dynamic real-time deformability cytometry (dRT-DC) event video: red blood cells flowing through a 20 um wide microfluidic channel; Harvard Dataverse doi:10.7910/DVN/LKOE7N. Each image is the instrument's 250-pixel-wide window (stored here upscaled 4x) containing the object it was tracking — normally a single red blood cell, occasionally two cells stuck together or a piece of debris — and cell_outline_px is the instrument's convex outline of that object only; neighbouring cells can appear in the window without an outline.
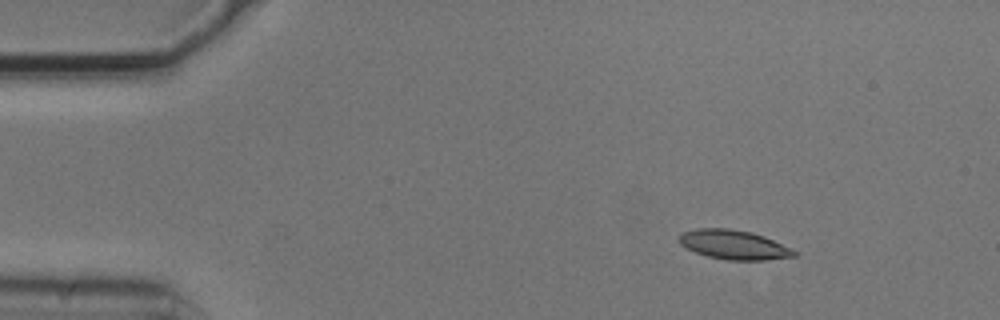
{"species": "common noctule bat (a hibernating species)", "species_latin": "Nyctalus noctula", "temperature_condition": "cold", "stored_images_in_passage": 3, "camera_frame_rate_fps": 3000, "um_per_image_px": 0.085, "animal": {"sex": "male", "body_mass_g": 20.5, "forearm_length_mm": 52.5}, "frame": {"image": 1, "passage_image": 1, "time_ms": 0.0, "image_size_px": [1000, 320], "cell_outline_px": [[800, 252], [796, 256], [764, 260], [728, 260], [708, 256], [696, 252], [680, 244], [680, 236], [684, 232], [696, 228], [728, 228], [752, 232], [764, 236], [792, 248]], "centroid_in_image_um": [62.44, 20.8], "position_along_channel_um": 22.6, "area_um2": 19.59}}